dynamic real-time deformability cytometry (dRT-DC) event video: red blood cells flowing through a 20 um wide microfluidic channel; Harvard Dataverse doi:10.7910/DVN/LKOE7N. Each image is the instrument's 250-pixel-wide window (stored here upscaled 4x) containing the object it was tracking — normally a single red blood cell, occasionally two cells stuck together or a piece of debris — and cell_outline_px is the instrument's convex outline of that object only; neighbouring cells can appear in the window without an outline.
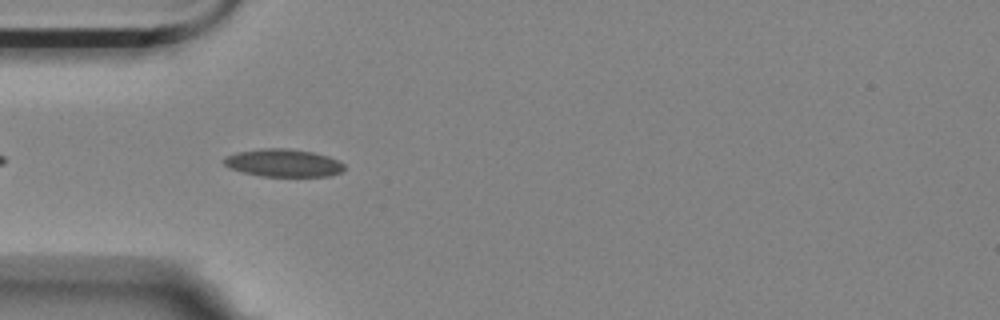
{"species": "Egyptian fruit bat (a non-hibernating species)", "species_latin": "Rousettus aegyptiacus", "temperature_condition": "room temperature", "stored_images_in_passage": 28, "camera_frame_rate_fps": 3000, "um_per_image_px": 0.085, "animal": {"sex": "female"}, "frame": {"image": 1, "passage_image": 4, "time_ms": 1.0, "image_size_px": [1000, 320], "cell_outline_px": [[344, 168], [340, 172], [332, 176], [260, 176], [228, 168], [220, 160], [224, 156], [236, 152], [264, 148], [288, 148], [312, 152], [328, 156], [340, 160], [344, 164]], "centroid_in_image_um": [24.05, 13.84], "position_along_channel_um": 60.9, "area_um2": 19.65}}
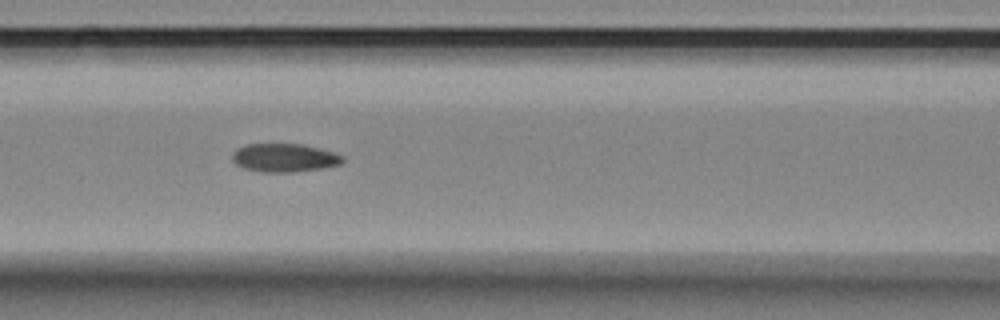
{"frame": {"image": 2, "passage_image": 11, "time_ms": 3.333, "image_size_px": [1000, 320], "cell_outline_px": [[344, 160], [340, 164], [320, 168], [292, 172], [264, 172], [244, 168], [236, 164], [232, 160], [232, 152], [236, 148], [248, 144], [300, 144], [332, 152], [344, 156]], "centroid_in_image_um": [24.12, 13.41], "position_along_channel_um": 142.5, "area_um2": 18.03}}
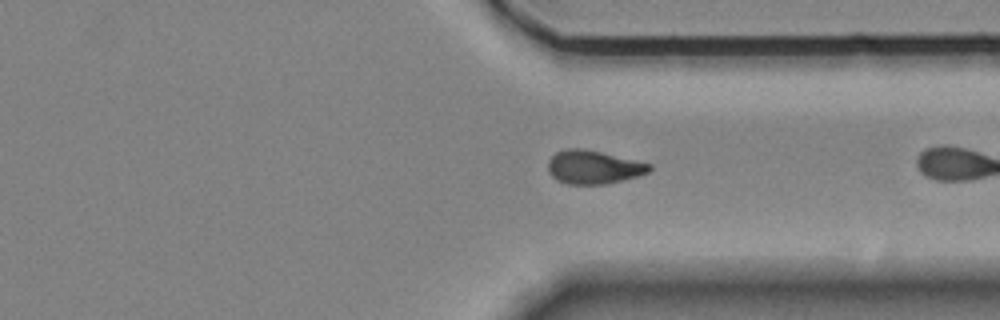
{"frame": {"image": 3, "passage_image": 27, "time_ms": 8.667, "image_size_px": [1000, 320], "cell_outline_px": [[652, 168], [648, 172], [636, 176], [604, 184], [568, 184], [556, 180], [548, 172], [548, 160], [556, 152], [564, 148], [580, 148], [600, 152], [652, 164]], "centroid_in_image_um": [50.4, 14.2], "position_along_channel_um": 361.0, "area_um2": 19.59}}